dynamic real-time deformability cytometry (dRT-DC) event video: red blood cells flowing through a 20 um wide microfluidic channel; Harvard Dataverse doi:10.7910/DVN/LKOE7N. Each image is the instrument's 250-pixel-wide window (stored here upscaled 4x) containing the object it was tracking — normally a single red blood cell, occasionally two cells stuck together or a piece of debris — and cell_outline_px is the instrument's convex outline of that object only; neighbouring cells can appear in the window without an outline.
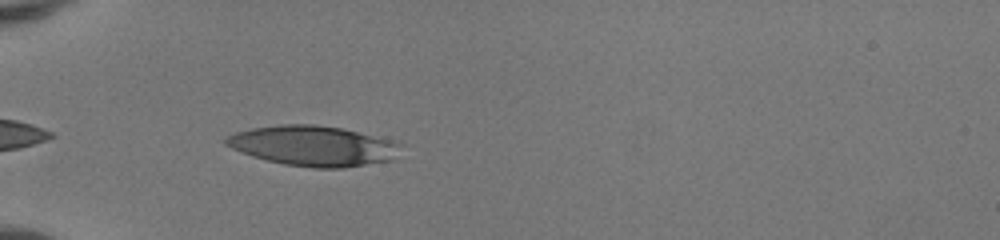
{"species": "human", "species_latin": "Homo sapiens", "temperature_condition": "room temperature", "stored_images_in_passage": 32, "camera_frame_rate_fps": 3000, "um_per_image_px": 0.085, "donor": {"sex": "female"}, "frame": {"image": 1, "passage_image": 2, "time_ms": 0.333, "image_size_px": [1000, 240], "cell_outline_px": [[404, 144], [396, 160], [344, 168], [312, 168], [284, 164], [252, 156], [240, 152], [224, 144], [224, 140], [228, 136], [236, 132], [252, 128], [280, 124], [312, 124], [340, 128], [392, 140]], "centroid_in_image_um": [26.68, 12.41], "position_along_channel_um": 58.3, "area_um2": 41.21}}
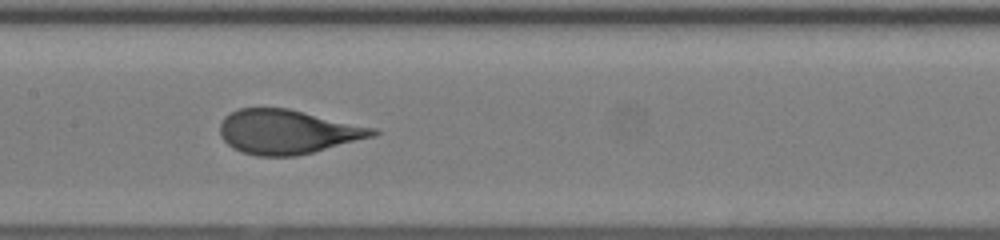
{"frame": {"image": 2, "passage_image": 12, "time_ms": 3.667, "image_size_px": [1000, 240], "cell_outline_px": [[380, 132], [376, 136], [296, 156], [256, 156], [240, 152], [232, 148], [220, 136], [220, 124], [224, 116], [240, 108], [288, 108], [376, 128]], "centroid_in_image_um": [24.43, 11.21], "position_along_channel_um": 183.0, "area_um2": 39.48}}
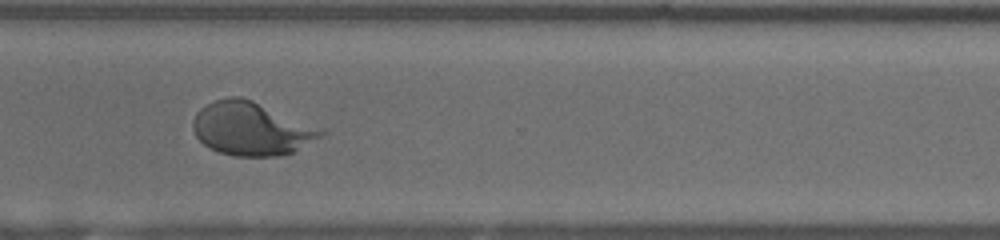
{"frame": {"image": 3, "passage_image": 24, "time_ms": 7.667, "image_size_px": [1000, 240], "cell_outline_px": [[328, 132], [324, 136], [292, 152], [280, 156], [232, 156], [208, 148], [196, 136], [192, 128], [192, 120], [196, 112], [200, 108], [216, 100], [228, 96], [240, 96], [252, 100], [324, 128]], "centroid_in_image_um": [21.39, 10.94], "position_along_channel_um": 349.2, "area_um2": 40.17}, "authors_computed_cell_mechanics": {"area_um2": 39.5352, "velocity_mm_per_s": 4.1611, "shape_relaxation_time_tau1_ms": 4.974, "shape_relaxation_time_tau2_ms": null, "deformation_change_tau1": 0.2418, "deformation_change_tau2": null}}